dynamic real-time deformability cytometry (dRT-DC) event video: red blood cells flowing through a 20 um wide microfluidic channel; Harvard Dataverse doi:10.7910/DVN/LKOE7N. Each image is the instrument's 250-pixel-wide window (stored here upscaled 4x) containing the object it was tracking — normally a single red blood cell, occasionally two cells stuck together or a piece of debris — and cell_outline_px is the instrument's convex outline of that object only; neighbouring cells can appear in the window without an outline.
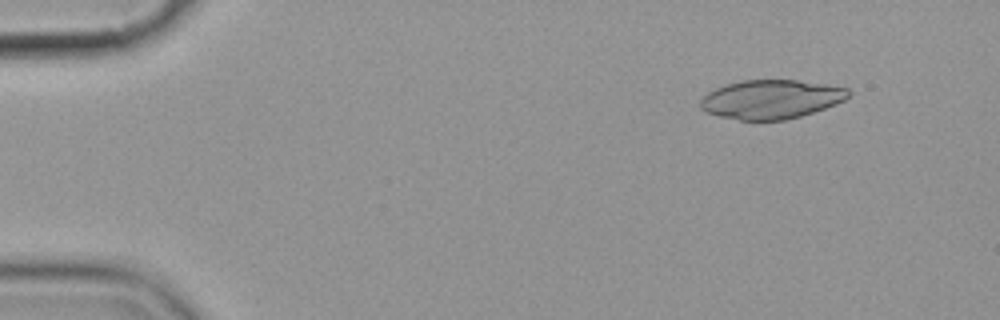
{"species": "common noctule bat (a hibernating species)", "species_latin": "Nyctalus noctula", "temperature_condition": "cold", "stored_images_in_passage": 4, "camera_frame_rate_fps": 3000, "um_per_image_px": 0.085, "animal": {"sex": "female", "body_mass_g": 19.9}, "frame": {"image": 1, "passage_image": 1, "time_ms": 0.0, "image_size_px": [1000, 320], "cell_outline_px": [[852, 92], [844, 100], [836, 104], [800, 116], [784, 120], [740, 120], [720, 116], [704, 112], [700, 108], [700, 100], [708, 92], [716, 88], [740, 80], [796, 80], [824, 84], [848, 88]], "centroid_in_image_um": [65.53, 8.44], "position_along_channel_um": 19.5, "area_um2": 33.47}}